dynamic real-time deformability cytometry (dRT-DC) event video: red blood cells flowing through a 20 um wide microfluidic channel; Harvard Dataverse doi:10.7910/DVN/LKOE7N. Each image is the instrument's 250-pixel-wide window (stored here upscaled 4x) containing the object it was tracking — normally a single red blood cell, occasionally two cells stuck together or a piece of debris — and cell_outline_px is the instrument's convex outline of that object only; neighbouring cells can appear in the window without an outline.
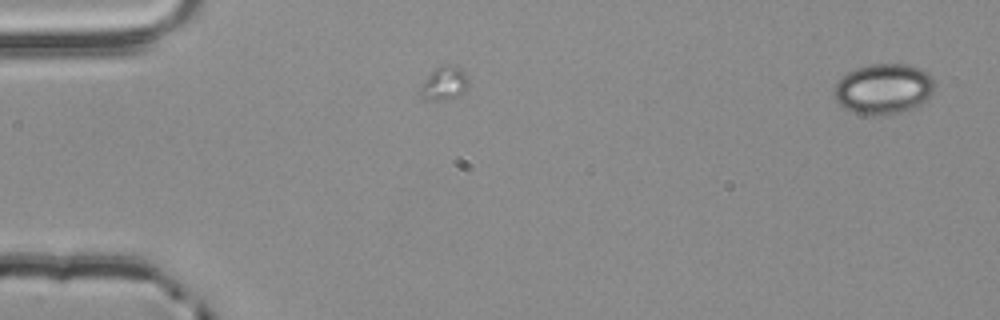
{"species": "common noctule bat (a hibernating species)", "species_latin": "Nyctalus noctula", "temperature_condition": "room temperature", "stored_images_in_passage": 4, "camera_frame_rate_fps": 3000, "um_per_image_px": 0.085, "animal": {"sex": "male", "body_mass_g": 20.4}, "frame": {"image": 1, "passage_image": 1, "time_ms": 0.0, "image_size_px": [1000, 320], "cell_outline_px": [[932, 92], [920, 104], [912, 108], [896, 112], [856, 112], [844, 108], [832, 96], [836, 84], [848, 72], [856, 68], [872, 64], [908, 64], [920, 68], [928, 72], [932, 76]], "centroid_in_image_um": [75.09, 7.49], "position_along_channel_um": 9.9, "area_um2": 28.5}}
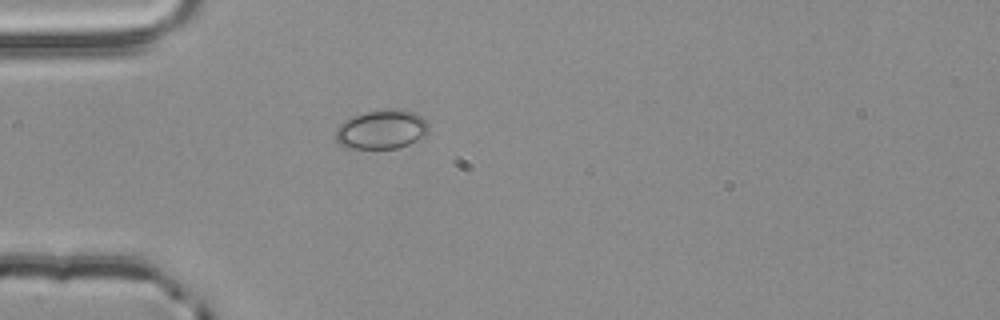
{"frame": {"image": 2, "passage_image": 4, "time_ms": 1.0, "image_size_px": [1000, 320], "cell_outline_px": [[428, 136], [408, 144], [396, 148], [348, 148], [340, 144], [336, 140], [336, 128], [344, 120], [368, 112], [404, 108], [416, 112], [428, 120]], "centroid_in_image_um": [32.51, 11.0], "position_along_channel_um": 52.5, "area_um2": 21.27}}